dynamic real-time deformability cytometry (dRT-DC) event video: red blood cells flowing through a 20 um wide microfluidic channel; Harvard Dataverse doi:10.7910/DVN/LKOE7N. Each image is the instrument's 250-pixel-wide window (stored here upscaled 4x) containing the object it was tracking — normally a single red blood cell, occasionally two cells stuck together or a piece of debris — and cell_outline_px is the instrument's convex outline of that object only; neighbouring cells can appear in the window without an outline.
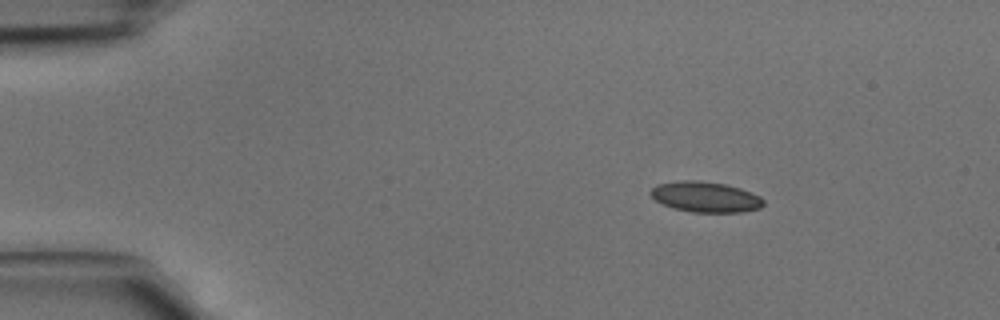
{"species": "common noctule bat (a hibernating species)", "species_latin": "Nyctalus noctula", "temperature_condition": "cold", "stored_images_in_passage": 39, "camera_frame_rate_fps": 3000, "um_per_image_px": 0.085, "animal": {"sex": "male", "body_mass_g": 15.6}, "frame": {"image": 1, "passage_image": 1, "time_ms": 0.0, "image_size_px": [1000, 320], "cell_outline_px": [[764, 204], [760, 208], [744, 212], [692, 212], [672, 208], [656, 200], [648, 192], [656, 184], [680, 180], [696, 180], [724, 184], [740, 188], [760, 196], [764, 200]], "centroid_in_image_um": [59.96, 16.74], "position_along_channel_um": 25.0, "area_um2": 20.11}}
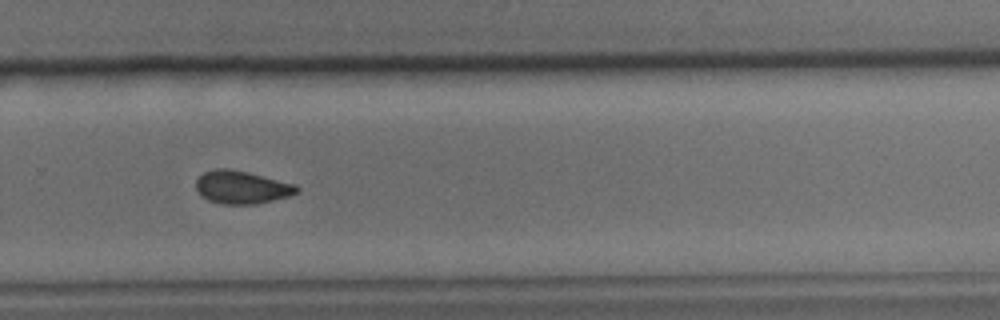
{"frame": {"image": 2, "passage_image": 25, "time_ms": 8.0, "image_size_px": [1000, 320], "cell_outline_px": [[300, 192], [288, 196], [256, 204], [224, 204], [208, 200], [200, 196], [196, 188], [196, 180], [204, 172], [216, 168], [228, 168], [248, 172], [296, 184], [300, 188]], "centroid_in_image_um": [20.55, 15.91], "position_along_channel_um": 309.2, "area_um2": 19.42}}
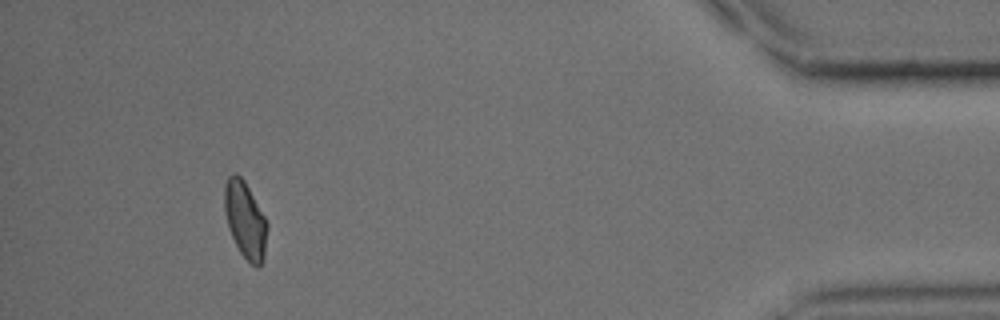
{"frame": {"image": 3, "passage_image": 36, "time_ms": 11.667, "image_size_px": [1000, 320], "cell_outline_px": [[268, 228], [264, 260], [256, 268], [240, 252], [228, 228], [224, 212], [224, 184], [228, 176], [232, 172], [236, 172], [244, 180], [264, 216], [268, 224]], "centroid_in_image_um": [20.83, 18.67], "position_along_channel_um": 414.4, "area_um2": 19.19}}